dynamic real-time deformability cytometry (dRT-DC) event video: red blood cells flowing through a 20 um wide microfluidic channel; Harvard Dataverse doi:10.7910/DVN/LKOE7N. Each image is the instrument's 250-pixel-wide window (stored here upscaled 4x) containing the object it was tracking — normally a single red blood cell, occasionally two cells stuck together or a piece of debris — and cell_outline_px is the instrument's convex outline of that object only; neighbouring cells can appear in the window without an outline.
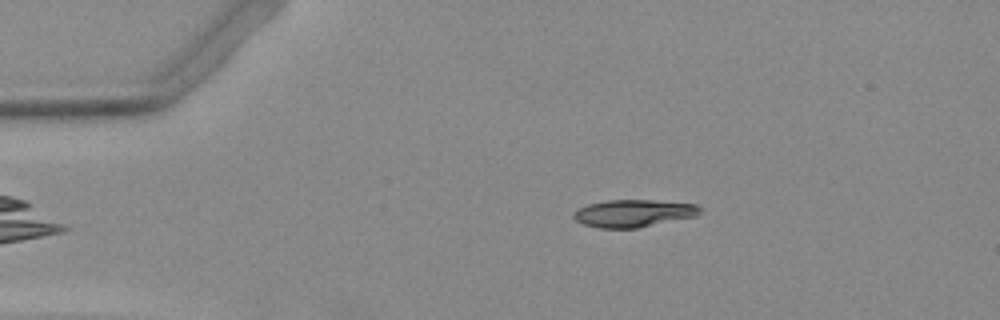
{"species": "Egyptian fruit bat (a non-hibernating species)", "species_latin": "Rousettus aegyptiacus", "temperature_condition": "warm", "stored_images_in_passage": 45, "camera_frame_rate_fps": 3000, "um_per_image_px": 0.085, "animal": {"sex": "female"}, "frame": {"image": 1, "passage_image": 3, "time_ms": 0.667, "image_size_px": [1000, 320], "cell_outline_px": [[700, 212], [696, 216], [636, 228], [600, 228], [584, 224], [576, 220], [572, 216], [580, 208], [588, 204], [608, 200], [652, 200], [696, 204], [700, 208]], "centroid_in_image_um": [53.85, 18.12], "position_along_channel_um": 31.1, "area_um2": 19.88}}
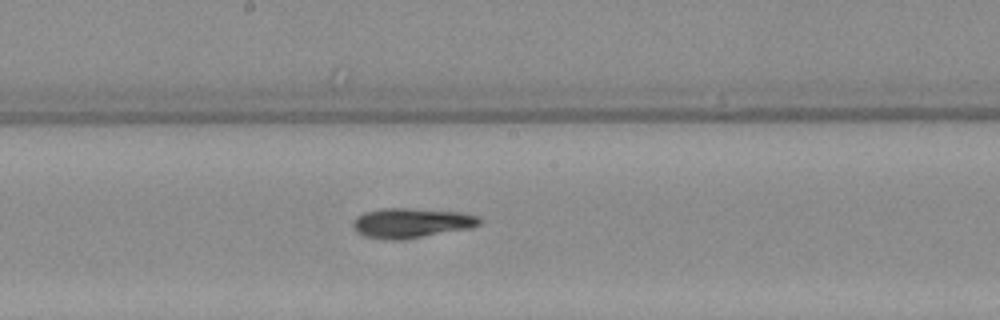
{"frame": {"image": 2, "passage_image": 21, "time_ms": 6.667, "image_size_px": [1000, 320], "cell_outline_px": [[480, 224], [468, 228], [400, 240], [388, 240], [364, 236], [356, 232], [352, 228], [352, 220], [356, 216], [364, 212], [384, 208], [408, 208], [460, 212], [476, 216], [480, 220]], "centroid_in_image_um": [34.86, 18.95], "position_along_channel_um": 213.3, "area_um2": 21.79}}
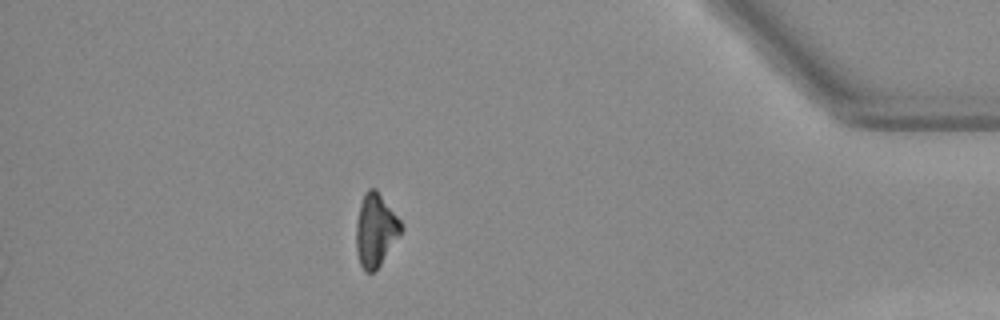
{"frame": {"image": 3, "passage_image": 39, "time_ms": 12.667, "image_size_px": [1000, 320], "cell_outline_px": [[400, 236], [380, 264], [372, 272], [364, 272], [360, 264], [356, 252], [356, 224], [360, 204], [368, 188], [376, 188], [400, 220]], "centroid_in_image_um": [31.9, 19.57], "position_along_channel_um": 403.3, "area_um2": 18.79}}